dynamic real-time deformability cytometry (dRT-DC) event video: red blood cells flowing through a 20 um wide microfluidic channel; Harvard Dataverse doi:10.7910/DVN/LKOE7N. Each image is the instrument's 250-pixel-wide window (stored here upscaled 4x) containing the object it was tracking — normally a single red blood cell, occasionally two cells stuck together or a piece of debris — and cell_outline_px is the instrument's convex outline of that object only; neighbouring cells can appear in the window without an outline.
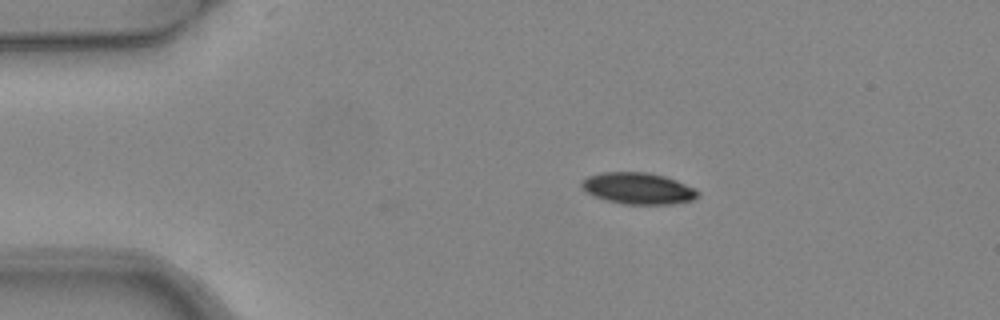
{"species": "common noctule bat (a hibernating species)", "species_latin": "Nyctalus noctula", "temperature_condition": "warm", "stored_images_in_passage": 5, "camera_frame_rate_fps": 3000, "um_per_image_px": 0.085, "animal": {"sex": "female", "body_mass_g": 24.6, "forearm_length_mm": 56.2}, "frame": {"image": 1, "passage_image": 2, "time_ms": 0.333, "image_size_px": [1000, 320], "cell_outline_px": [[700, 196], [692, 200], [672, 204], [624, 204], [608, 200], [596, 196], [588, 192], [580, 184], [580, 180], [588, 176], [600, 172], [648, 172], [664, 176], [676, 180], [696, 188], [700, 192]], "centroid_in_image_um": [54.28, 16.0], "position_along_channel_um": 30.7, "area_um2": 21.33}}
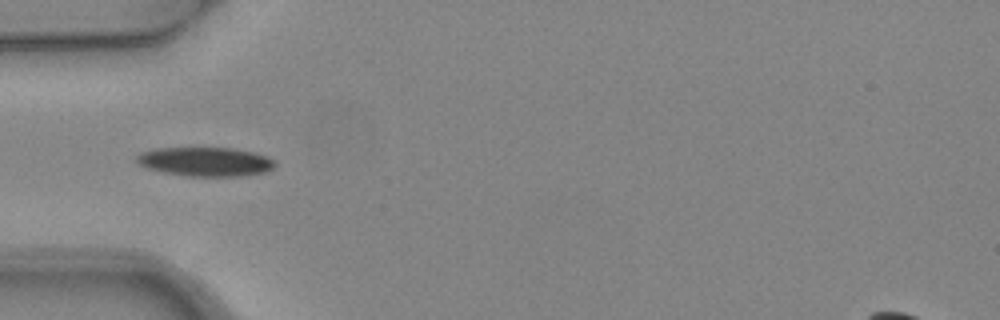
{"frame": {"image": 2, "passage_image": 4, "time_ms": 1.0, "image_size_px": [1000, 320], "cell_outline_px": [[276, 164], [268, 172], [240, 176], [184, 176], [144, 168], [136, 160], [136, 156], [140, 152], [156, 148], [232, 148], [256, 152], [268, 156], [276, 160]], "centroid_in_image_um": [17.49, 13.74], "position_along_channel_um": 67.5, "area_um2": 23.76}}
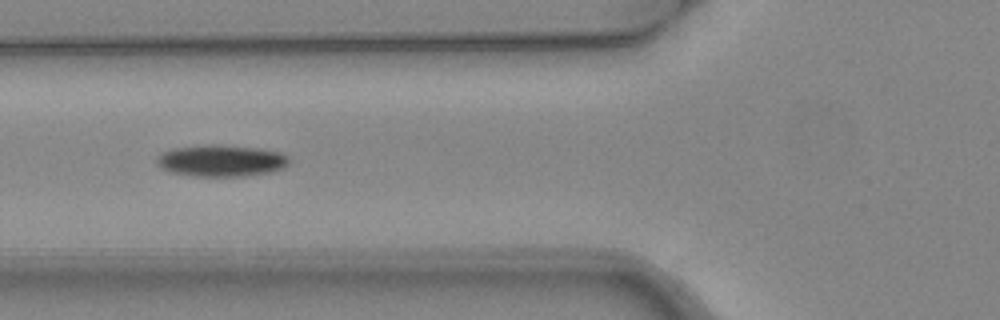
{"frame": {"image": 3, "passage_image": 5, "time_ms": 1.333, "image_size_px": [1000, 320], "cell_outline_px": [[288, 164], [284, 168], [272, 172], [248, 176], [192, 176], [172, 172], [160, 168], [156, 164], [156, 156], [172, 148], [208, 144], [260, 148], [280, 152], [288, 156]], "centroid_in_image_um": [18.8, 13.66], "position_along_channel_um": 107.0, "area_um2": 24.62}}